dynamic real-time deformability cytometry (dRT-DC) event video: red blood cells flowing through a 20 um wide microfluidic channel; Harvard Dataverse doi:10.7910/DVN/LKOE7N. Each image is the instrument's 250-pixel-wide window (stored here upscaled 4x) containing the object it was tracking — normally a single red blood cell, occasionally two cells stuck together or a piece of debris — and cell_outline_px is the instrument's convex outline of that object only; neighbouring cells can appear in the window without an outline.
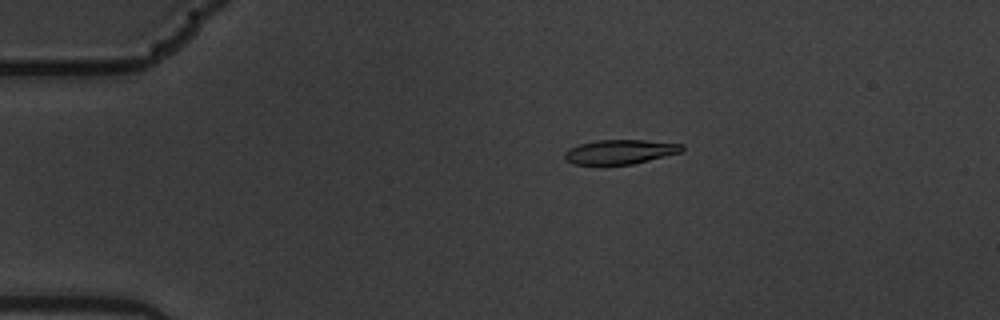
{"species": "common noctule bat (a hibernating species)", "species_latin": "Nyctalus noctula", "temperature_condition": "warm", "stored_images_in_passage": 7, "camera_frame_rate_fps": 3000, "um_per_image_px": 0.085, "animal": {"sex": "male", "body_mass_g": 19.5, "forearm_length_mm": 54.6}, "frame": {"image": 1, "passage_image": 4, "time_ms": 1.0, "image_size_px": [1000, 320], "cell_outline_px": [[684, 148], [680, 152], [632, 164], [572, 164], [564, 160], [564, 152], [568, 148], [580, 144], [596, 140], [644, 140], [684, 144]], "centroid_in_image_um": [52.66, 12.9], "position_along_channel_um": 32.3, "area_um2": 16.59}}
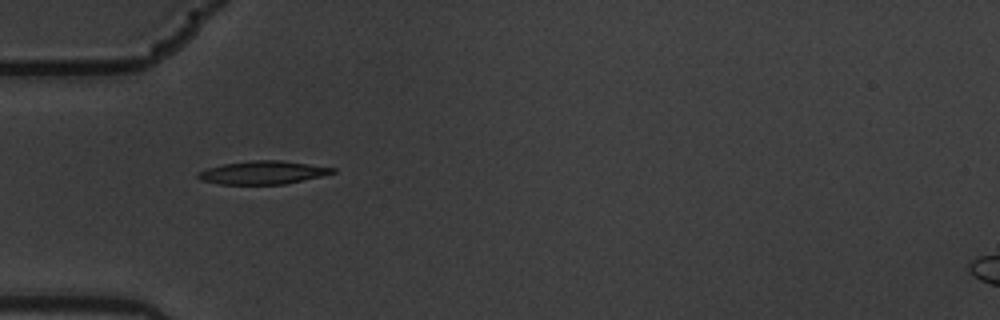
{"frame": {"image": 2, "passage_image": 6, "time_ms": 1.667, "image_size_px": [1000, 320], "cell_outline_px": [[336, 172], [320, 176], [284, 184], [216, 184], [200, 180], [196, 176], [196, 172], [208, 168], [224, 164], [252, 160], [280, 160], [336, 168]], "centroid_in_image_um": [22.29, 14.67], "position_along_channel_um": 62.7, "area_um2": 18.09}}
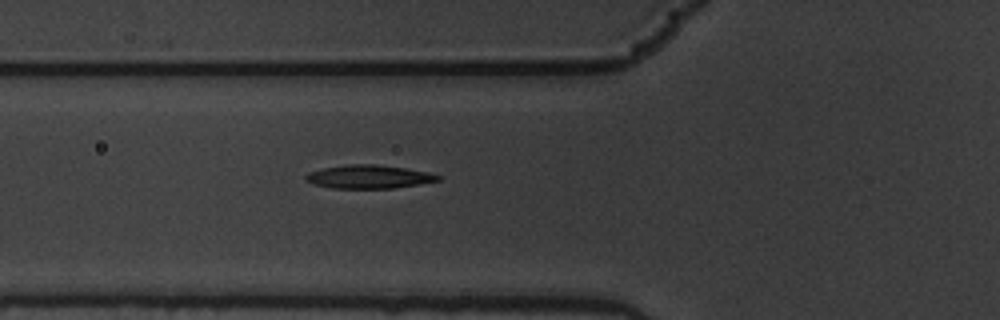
{"frame": {"image": 3, "passage_image": 7, "time_ms": 2.0, "image_size_px": [1000, 320], "cell_outline_px": [[440, 180], [420, 184], [392, 188], [332, 188], [312, 184], [304, 180], [304, 176], [308, 172], [324, 168], [348, 164], [376, 164], [404, 168], [428, 172], [440, 176]], "centroid_in_image_um": [31.3, 15.02], "position_along_channel_um": 94.5, "area_um2": 18.03}}